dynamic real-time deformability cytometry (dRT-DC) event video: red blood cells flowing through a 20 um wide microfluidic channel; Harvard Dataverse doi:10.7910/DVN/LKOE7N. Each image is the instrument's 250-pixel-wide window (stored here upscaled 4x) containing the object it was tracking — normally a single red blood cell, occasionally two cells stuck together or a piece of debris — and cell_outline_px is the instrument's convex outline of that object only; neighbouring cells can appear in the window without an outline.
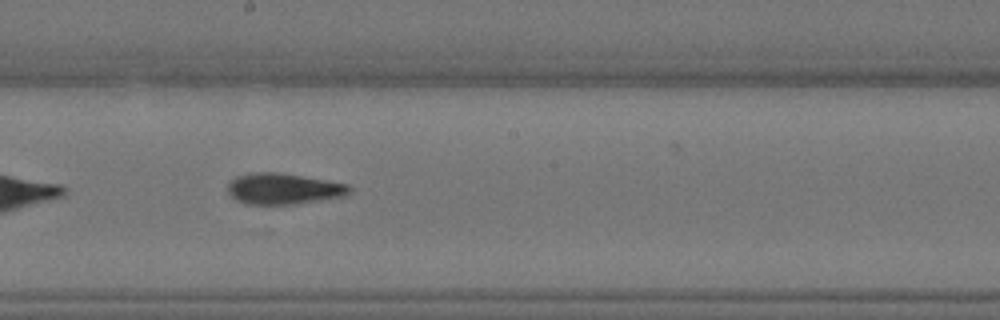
{"species": "Egyptian fruit bat (a non-hibernating species)", "species_latin": "Rousettus aegyptiacus", "temperature_condition": "warm", "stored_images_in_passage": 35, "camera_frame_rate_fps": 3000, "um_per_image_px": 0.085, "animal": {"sex": "female"}, "frame": {"image": 1, "passage_image": 19, "time_ms": 6.0, "image_size_px": [1000, 320], "cell_outline_px": [[352, 192], [344, 196], [296, 204], [244, 204], [236, 200], [228, 192], [228, 184], [236, 176], [252, 172], [276, 172], [348, 184], [352, 188]], "centroid_in_image_um": [24.09, 16.05], "position_along_channel_um": 224.1, "area_um2": 21.91}}
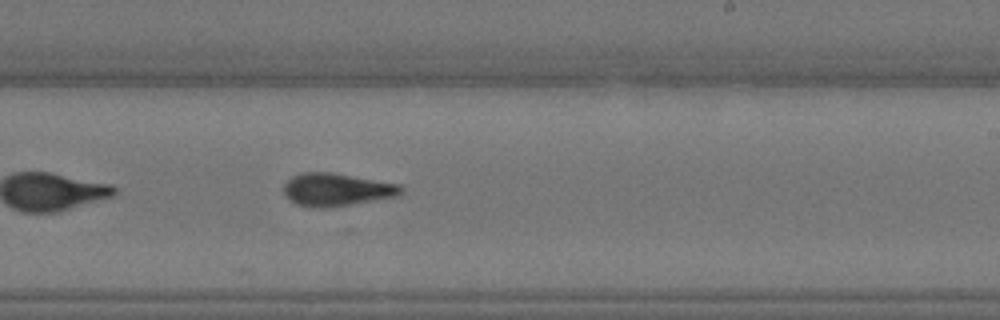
{"frame": {"image": 2, "passage_image": 22, "time_ms": 7.0, "image_size_px": [1000, 320], "cell_outline_px": [[404, 192], [400, 196], [352, 204], [324, 208], [312, 208], [296, 204], [284, 192], [284, 184], [292, 176], [300, 172], [332, 172], [400, 184], [404, 188]], "centroid_in_image_um": [28.66, 16.11], "position_along_channel_um": 260.3, "area_um2": 22.6}}